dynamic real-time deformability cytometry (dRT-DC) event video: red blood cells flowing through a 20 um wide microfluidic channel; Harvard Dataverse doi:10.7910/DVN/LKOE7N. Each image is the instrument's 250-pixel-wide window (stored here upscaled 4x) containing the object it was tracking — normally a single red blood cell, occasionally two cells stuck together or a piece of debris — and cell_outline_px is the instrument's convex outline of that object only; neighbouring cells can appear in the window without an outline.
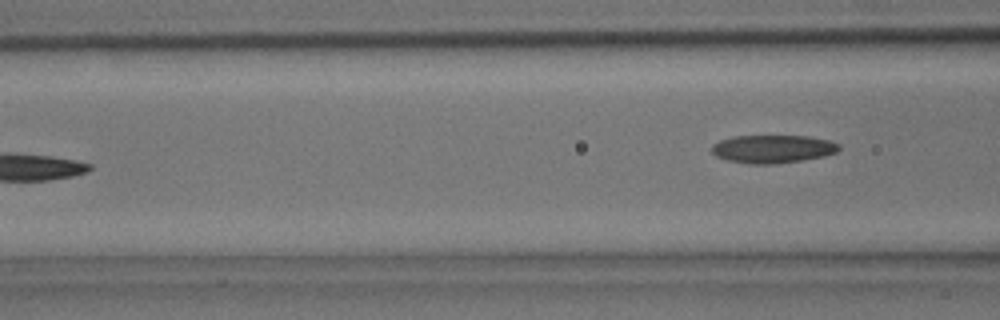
{"species": "common noctule bat (a hibernating species)", "species_latin": "Nyctalus noctula", "temperature_condition": "room temperature", "stored_images_in_passage": 6, "camera_frame_rate_fps": 3000, "um_per_image_px": 0.085, "animal": {"sex": "male", "body_mass_g": 15.6}, "frame": {"image": 1, "passage_image": 5, "time_ms": 1.333, "image_size_px": [1000, 320], "cell_outline_px": [[840, 148], [836, 152], [824, 156], [800, 160], [772, 164], [748, 164], [728, 160], [716, 156], [712, 152], [712, 144], [720, 140], [732, 136], [808, 136], [828, 140], [840, 144]], "centroid_in_image_um": [65.66, 12.65], "position_along_channel_um": 100.9, "area_um2": 20.75}}
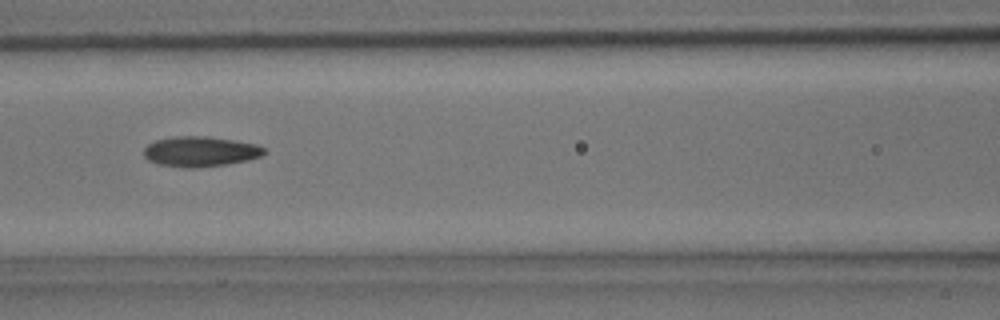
{"frame": {"image": 2, "passage_image": 6, "time_ms": 1.667, "image_size_px": [1000, 320], "cell_outline_px": [[264, 152], [260, 156], [248, 160], [228, 164], [192, 168], [188, 168], [160, 164], [148, 160], [144, 156], [144, 148], [148, 144], [156, 140], [176, 136], [204, 136], [232, 140], [256, 144], [264, 148]], "centroid_in_image_um": [17.0, 12.88], "position_along_channel_um": 149.6, "area_um2": 20.92}}